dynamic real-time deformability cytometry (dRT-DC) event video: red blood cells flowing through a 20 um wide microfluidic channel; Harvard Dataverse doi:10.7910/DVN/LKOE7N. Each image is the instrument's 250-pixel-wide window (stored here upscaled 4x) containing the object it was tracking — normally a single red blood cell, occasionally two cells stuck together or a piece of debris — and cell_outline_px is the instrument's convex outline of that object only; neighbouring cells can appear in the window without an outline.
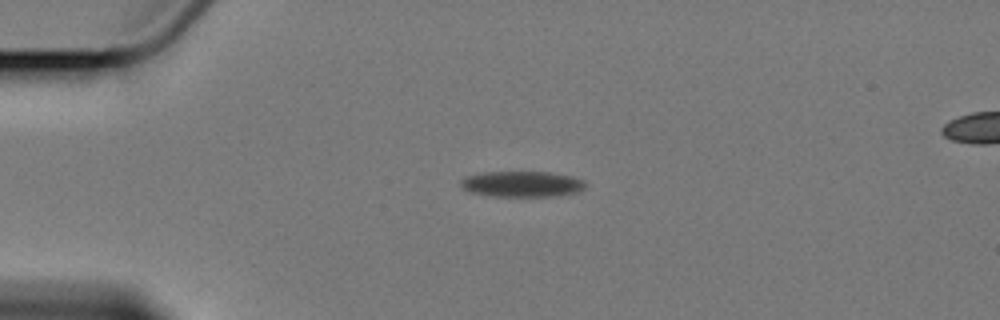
{"species": "Egyptian fruit bat (a non-hibernating species)", "species_latin": "Rousettus aegyptiacus", "temperature_condition": "cold", "stored_images_in_passage": 4, "segment_of_instrument_passage": [1, 2], "camera_frame_rate_fps": 3000, "um_per_image_px": 0.085, "animal": {"sex": "female"}, "frame": {"image": 1, "passage_image": 2, "time_ms": 1.333, "image_size_px": [1000, 320], "cell_outline_px": [[588, 184], [584, 188], [576, 192], [552, 196], [492, 196], [472, 192], [464, 188], [460, 184], [460, 180], [464, 176], [484, 172], [552, 172], [572, 176], [584, 180]], "centroid_in_image_um": [44.38, 15.63], "position_along_channel_um": 40.6, "area_um2": 18.73}}